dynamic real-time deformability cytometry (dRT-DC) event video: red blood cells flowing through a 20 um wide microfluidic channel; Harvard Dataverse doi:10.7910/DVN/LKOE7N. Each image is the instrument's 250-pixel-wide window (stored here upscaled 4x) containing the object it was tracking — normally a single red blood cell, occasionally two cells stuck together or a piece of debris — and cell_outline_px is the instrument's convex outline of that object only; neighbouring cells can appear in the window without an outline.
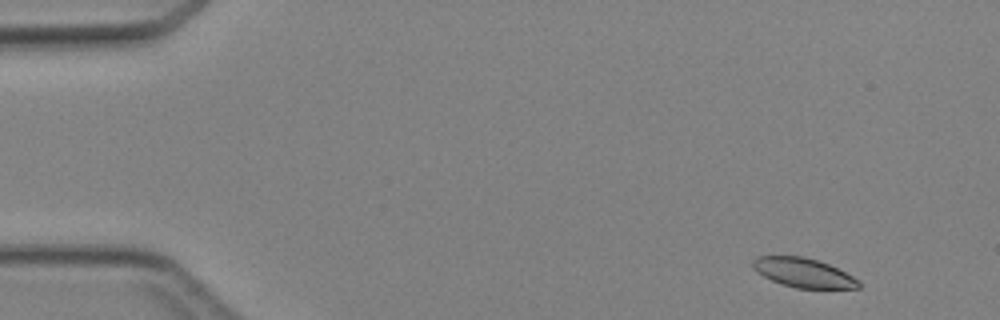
{"species": "Egyptian fruit bat (a non-hibernating species)", "species_latin": "Rousettus aegyptiacus", "temperature_condition": "cold", "stored_images_in_passage": 4, "camera_frame_rate_fps": 3000, "um_per_image_px": 0.085, "animal": {"sex": "female"}, "frame": {"image": 1, "passage_image": 1, "time_ms": 0.0, "image_size_px": [1000, 320], "cell_outline_px": [[860, 288], [796, 288], [780, 284], [764, 276], [752, 268], [752, 260], [756, 256], [804, 256], [828, 264], [860, 280]], "centroid_in_image_um": [68.26, 23.18], "position_along_channel_um": 16.7, "area_um2": 17.98}}
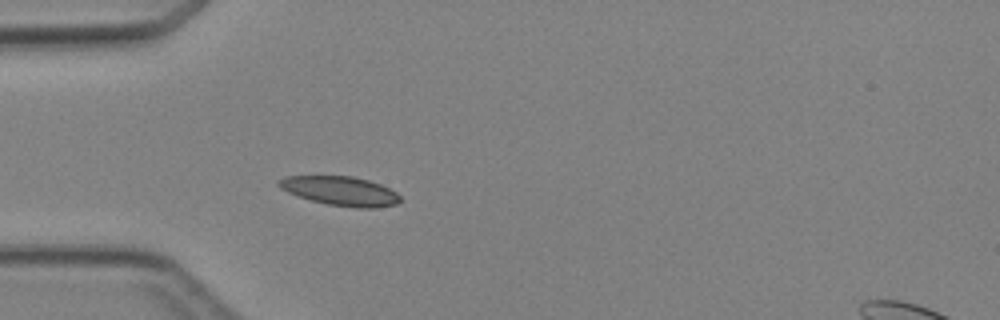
{"frame": {"image": 2, "passage_image": 4, "time_ms": 3.333, "image_size_px": [1000, 320], "cell_outline_px": [[400, 200], [396, 204], [376, 208], [356, 208], [328, 204], [312, 200], [288, 192], [280, 188], [276, 184], [276, 180], [284, 176], [352, 176], [368, 180], [380, 184], [396, 192], [400, 196]], "centroid_in_image_um": [28.91, 16.22], "position_along_channel_um": 56.1, "area_um2": 20.58}}